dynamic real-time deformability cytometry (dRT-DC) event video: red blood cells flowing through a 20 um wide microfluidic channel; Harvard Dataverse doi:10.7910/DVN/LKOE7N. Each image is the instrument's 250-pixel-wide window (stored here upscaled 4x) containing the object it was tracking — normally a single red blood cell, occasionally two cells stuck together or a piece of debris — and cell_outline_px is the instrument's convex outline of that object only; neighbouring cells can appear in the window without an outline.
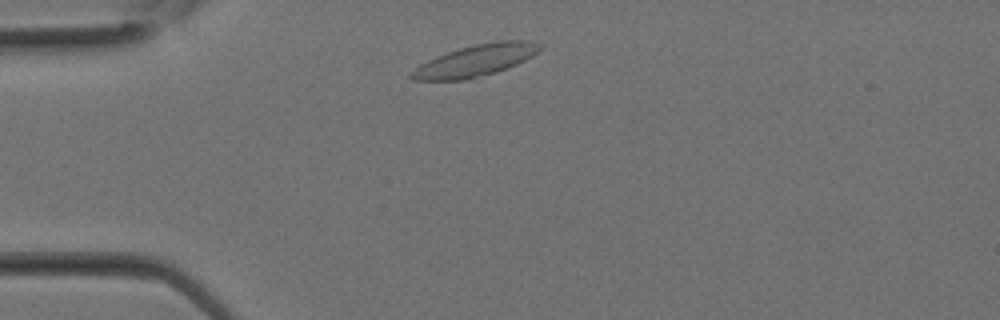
{"species": "Egyptian fruit bat (a non-hibernating species)", "species_latin": "Rousettus aegyptiacus", "temperature_condition": "room temperature", "stored_images_in_passage": 17, "camera_frame_rate_fps": 3000, "um_per_image_px": 0.085, "animal": {"sex": "female"}, "frame": {"image": 1, "passage_image": 2, "time_ms": 0.333, "image_size_px": [1000, 320], "cell_outline_px": [[540, 48], [532, 56], [508, 68], [496, 72], [464, 80], [412, 80], [408, 76], [420, 64], [436, 56], [460, 48], [476, 44], [500, 40], [528, 40], [540, 44]], "centroid_in_image_um": [40.41, 5.15], "position_along_channel_um": 44.6, "area_um2": 23.35}}
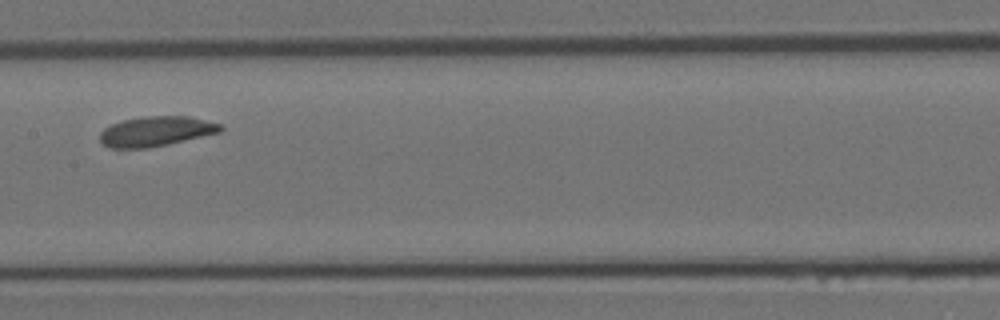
{"frame": {"image": 2, "passage_image": 10, "time_ms": 3.0, "image_size_px": [1000, 320], "cell_outline_px": [[224, 128], [220, 132], [168, 144], [148, 148], [112, 148], [104, 144], [100, 140], [100, 132], [104, 128], [112, 124], [124, 120], [144, 116], [188, 116], [220, 124]], "centroid_in_image_um": [13.25, 11.16], "position_along_channel_um": 194.1, "area_um2": 20.81}}
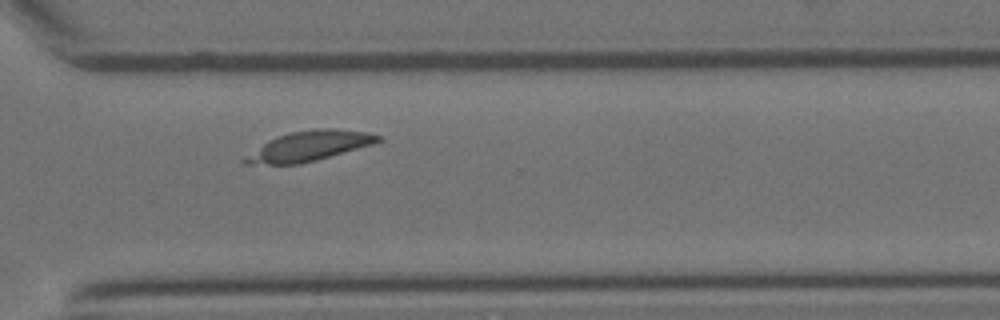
{"frame": {"image": 3, "passage_image": 17, "time_ms": 5.333, "image_size_px": [1000, 320], "cell_outline_px": [[380, 140], [372, 144], [316, 160], [300, 164], [244, 164], [240, 160], [268, 140], [276, 136], [292, 132], [316, 128], [332, 128], [364, 132], [380, 136]], "centroid_in_image_um": [26.21, 12.42], "position_along_channel_um": 344.4, "area_um2": 22.77}}